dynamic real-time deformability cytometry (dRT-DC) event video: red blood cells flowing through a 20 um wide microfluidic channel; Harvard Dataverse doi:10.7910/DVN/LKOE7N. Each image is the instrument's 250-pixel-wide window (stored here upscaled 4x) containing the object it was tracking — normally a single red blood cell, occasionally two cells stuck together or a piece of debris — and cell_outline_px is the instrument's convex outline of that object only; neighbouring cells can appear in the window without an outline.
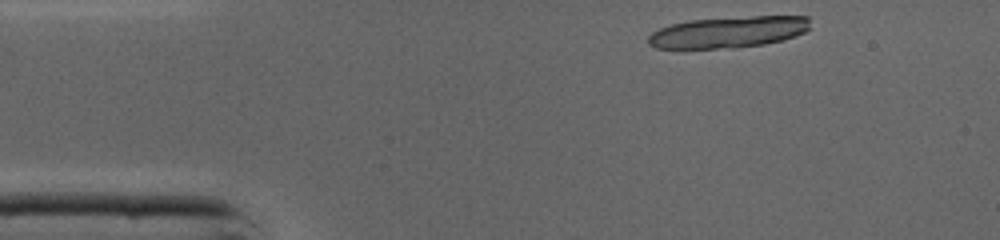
{"species": "common noctule bat (a hibernating species)", "species_latin": "Nyctalus noctula", "temperature_condition": "cold", "stored_images_in_passage": 9, "camera_frame_rate_fps": 3000, "um_per_image_px": 0.085, "animal": {"sex": "male", "body_mass_g": 19.0, "forearm_length_mm": 50.8}, "frame": {"image": 1, "passage_image": 1, "time_ms": 0.0, "image_size_px": [1000, 240], "cell_outline_px": [[808, 28], [804, 32], [796, 36], [764, 44], [732, 48], [656, 48], [648, 44], [648, 36], [652, 32], [660, 28], [672, 24], [688, 20], [752, 16], [808, 16]], "centroid_in_image_um": [61.88, 2.73], "position_along_channel_um": 23.1, "area_um2": 29.42}}